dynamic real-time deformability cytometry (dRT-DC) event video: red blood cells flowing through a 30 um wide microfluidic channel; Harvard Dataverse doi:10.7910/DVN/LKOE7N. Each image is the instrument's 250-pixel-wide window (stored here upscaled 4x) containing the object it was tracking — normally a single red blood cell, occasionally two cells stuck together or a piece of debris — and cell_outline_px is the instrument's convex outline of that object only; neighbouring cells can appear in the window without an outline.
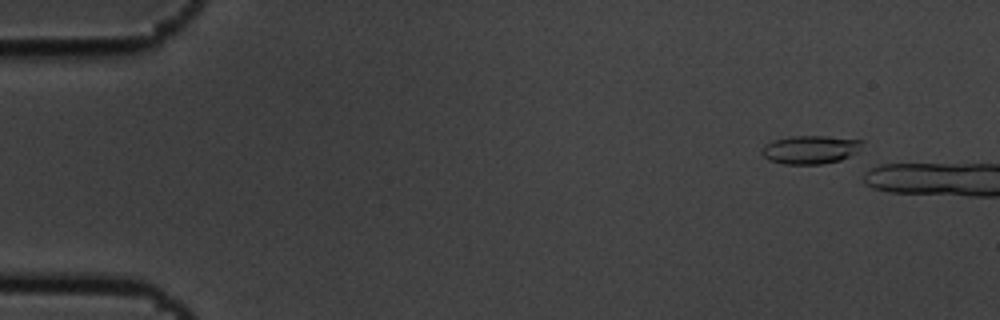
{"species": "common noctule bat (a hibernating species)", "species_latin": "Nyctalus noctula", "temperature_condition": "cold", "stored_images_in_passage": 3, "camera_frame_rate_fps": 3000, "um_per_image_px": 0.085, "animal": {"sex": "male", "body_mass_g": 19.5, "forearm_length_mm": 54.6}, "frame": {"image": 1, "passage_image": 1, "time_ms": 0.0, "image_size_px": [1000, 320], "cell_outline_px": [[864, 144], [860, 152], [840, 160], [820, 164], [784, 164], [768, 160], [760, 152], [760, 148], [764, 144], [776, 140], [792, 136], [824, 136], [864, 140]], "centroid_in_image_um": [68.91, 12.72], "position_along_channel_um": 16.1, "area_um2": 16.82}}